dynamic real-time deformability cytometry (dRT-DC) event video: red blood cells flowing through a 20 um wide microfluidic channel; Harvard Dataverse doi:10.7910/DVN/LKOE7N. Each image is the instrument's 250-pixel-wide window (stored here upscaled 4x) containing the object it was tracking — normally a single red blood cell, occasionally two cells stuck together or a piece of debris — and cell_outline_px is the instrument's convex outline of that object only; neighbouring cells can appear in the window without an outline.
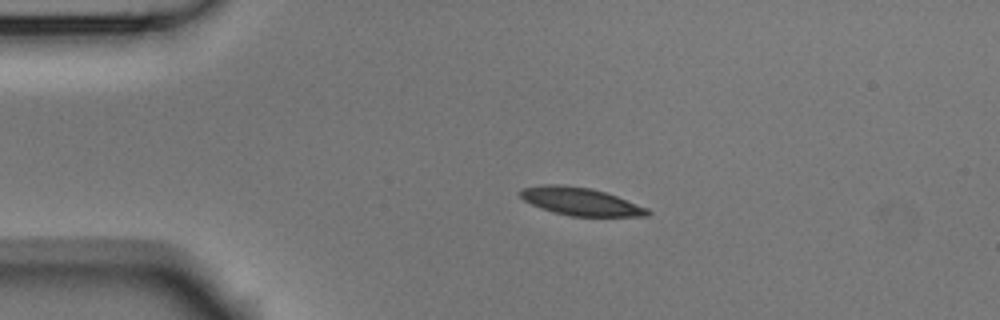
{"species": "Egyptian fruit bat (a non-hibernating species)", "species_latin": "Rousettus aegyptiacus", "temperature_condition": "room temperature", "stored_images_in_passage": 4, "camera_frame_rate_fps": 3000, "um_per_image_px": 0.085, "animal": {"sex": "male"}, "frame": {"image": 1, "passage_image": 3, "time_ms": 0.667, "image_size_px": [1000, 320], "cell_outline_px": [[652, 212], [648, 216], [572, 216], [552, 212], [540, 208], [524, 200], [520, 196], [520, 192], [524, 188], [544, 184], [560, 184], [588, 188], [604, 192], [616, 196], [648, 208]], "centroid_in_image_um": [49.35, 17.13], "position_along_channel_um": 35.7, "area_um2": 20.4}}